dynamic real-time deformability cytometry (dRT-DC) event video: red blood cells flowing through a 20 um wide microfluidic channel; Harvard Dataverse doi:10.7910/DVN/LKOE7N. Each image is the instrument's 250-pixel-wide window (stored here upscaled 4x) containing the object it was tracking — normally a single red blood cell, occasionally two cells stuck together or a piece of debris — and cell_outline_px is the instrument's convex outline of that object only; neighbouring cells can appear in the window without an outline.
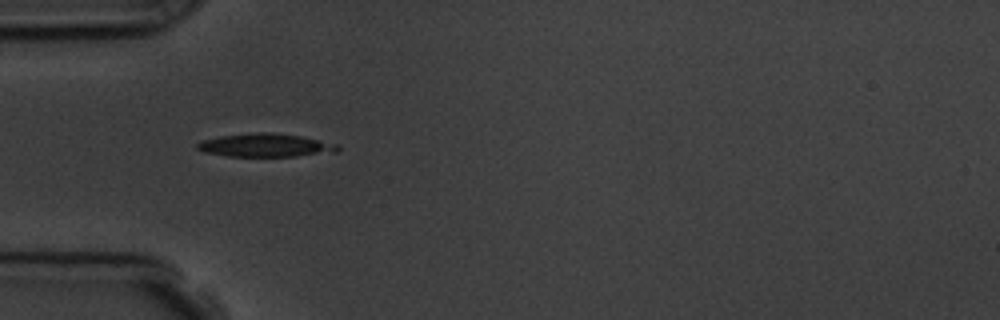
{"species": "common noctule bat (a hibernating species)", "species_latin": "Nyctalus noctula", "temperature_condition": "room temperature", "stored_images_in_passage": 19, "camera_frame_rate_fps": 3000, "um_per_image_px": 0.085, "animal": {"sex": "male", "body_mass_g": 19.5, "forearm_length_mm": 54.6}, "frame": {"image": 1, "passage_image": 1, "time_ms": 0.0, "image_size_px": [1000, 320], "cell_outline_px": [[340, 148], [336, 152], [296, 156], [228, 156], [204, 152], [196, 148], [196, 144], [200, 140], [220, 136], [260, 132], [268, 132], [300, 136], [336, 144]], "centroid_in_image_um": [22.52, 12.35], "position_along_channel_um": 62.5, "area_um2": 18.84}}
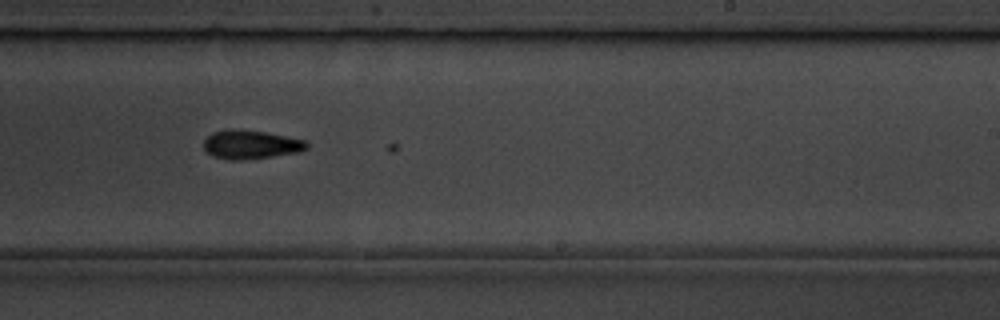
{"frame": {"image": 2, "passage_image": 18, "time_ms": 5.667, "image_size_px": [1000, 320], "cell_outline_px": [[308, 148], [300, 152], [244, 160], [228, 160], [212, 156], [204, 148], [204, 140], [212, 132], [228, 128], [232, 128], [264, 132], [304, 140], [308, 144]], "centroid_in_image_um": [21.28, 12.29], "position_along_channel_um": 267.7, "area_um2": 17.28}}